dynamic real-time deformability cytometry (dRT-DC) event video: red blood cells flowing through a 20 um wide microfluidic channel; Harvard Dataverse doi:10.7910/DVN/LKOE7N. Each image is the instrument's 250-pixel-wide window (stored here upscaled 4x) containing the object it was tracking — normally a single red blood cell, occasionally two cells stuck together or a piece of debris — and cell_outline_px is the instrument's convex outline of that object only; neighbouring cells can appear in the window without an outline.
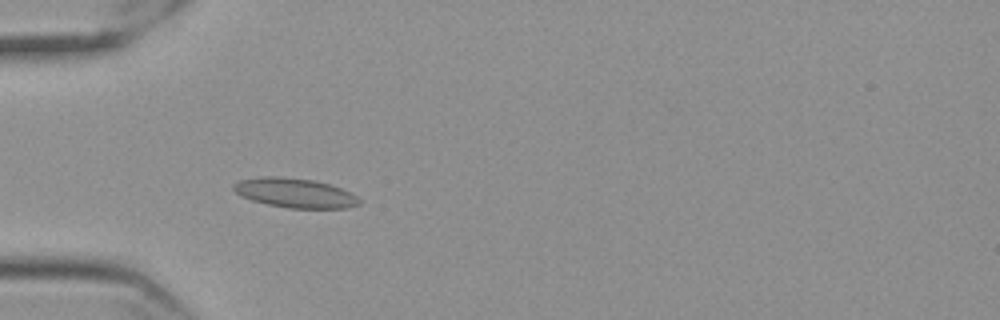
{"species": "Egyptian fruit bat (a non-hibernating species)", "species_latin": "Rousettus aegyptiacus", "temperature_condition": "cold", "stored_images_in_passage": 37, "camera_frame_rate_fps": 3000, "um_per_image_px": 0.085, "frame": {"image": 1, "passage_image": 9, "time_ms": 2.667, "image_size_px": [1000, 320], "cell_outline_px": [[360, 204], [348, 208], [288, 208], [268, 204], [252, 200], [240, 196], [232, 188], [232, 184], [236, 180], [264, 176], [280, 176], [316, 180], [340, 188], [356, 196], [360, 200]], "centroid_in_image_um": [25.02, 16.39], "position_along_channel_um": 60.0, "area_um2": 21.68}}
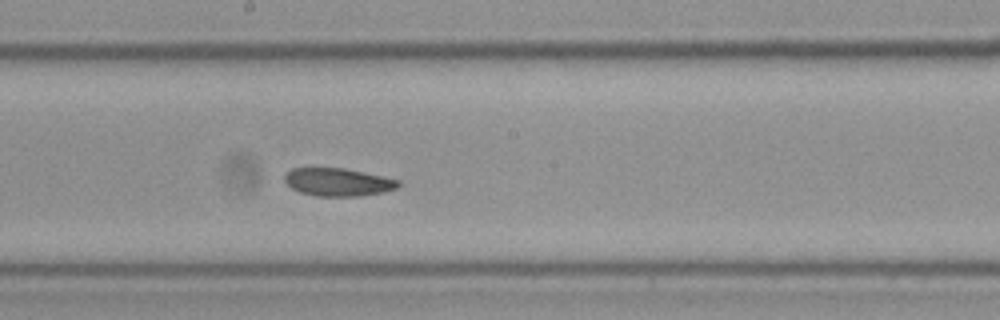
{"frame": {"image": 2, "passage_image": 23, "time_ms": 7.333, "image_size_px": [1000, 320], "cell_outline_px": [[400, 184], [396, 188], [384, 192], [360, 196], [316, 196], [300, 192], [292, 188], [284, 180], [284, 176], [292, 168], [344, 168], [400, 180]], "centroid_in_image_um": [28.73, 15.48], "position_along_channel_um": 219.5, "area_um2": 18.38}}
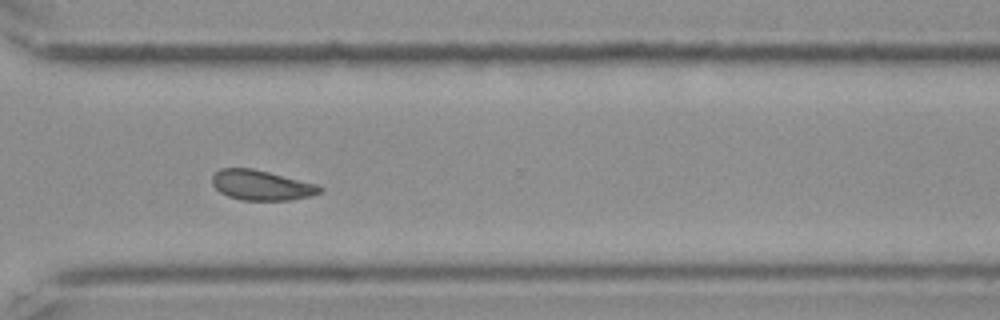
{"frame": {"image": 3, "passage_image": 34, "time_ms": 11.0, "image_size_px": [1000, 320], "cell_outline_px": [[324, 188], [320, 192], [312, 196], [292, 200], [240, 200], [228, 196], [220, 192], [212, 184], [212, 176], [220, 168], [252, 168], [316, 184]], "centroid_in_image_um": [22.21, 15.75], "position_along_channel_um": 348.4, "area_um2": 18.79}, "authors_computed_cell_mechanics": {"area_um2": 19.1318, "velocity_mm_per_s": 3.5165, "shape_relaxation_time_tau1_ms": null, "shape_relaxation_time_tau2_ms": 2.5435, "deformation_change_tau1": null, "deformation_change_tau2": 0.0538}}